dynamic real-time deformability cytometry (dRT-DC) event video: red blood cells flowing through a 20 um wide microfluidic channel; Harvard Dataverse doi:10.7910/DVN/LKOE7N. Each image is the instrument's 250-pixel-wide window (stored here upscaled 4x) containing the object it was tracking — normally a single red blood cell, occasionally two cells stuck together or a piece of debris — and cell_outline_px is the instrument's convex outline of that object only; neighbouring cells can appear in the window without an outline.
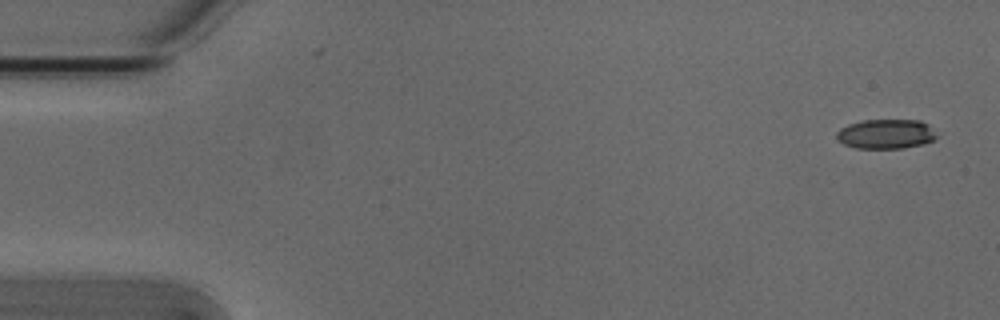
{"species": "Egyptian fruit bat (a non-hibernating species)", "species_latin": "Rousettus aegyptiacus", "temperature_condition": "cold", "stored_images_in_passage": 6, "camera_frame_rate_fps": 3000, "um_per_image_px": 0.085, "animal": {"sex": "male"}, "frame": {"image": 1, "passage_image": 1, "time_ms": 0.0, "image_size_px": [1000, 320], "cell_outline_px": [[936, 136], [932, 140], [920, 144], [904, 148], [856, 148], [844, 144], [836, 140], [836, 132], [840, 128], [848, 124], [864, 120], [920, 120], [928, 124]], "centroid_in_image_um": [75.24, 11.38], "position_along_channel_um": 9.8, "area_um2": 17.11}}
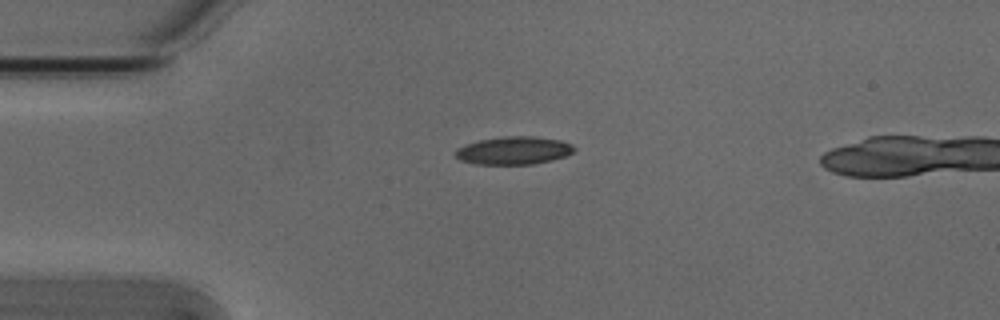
{"frame": {"image": 2, "passage_image": 4, "time_ms": 1.0, "image_size_px": [1000, 320], "cell_outline_px": [[576, 148], [572, 152], [564, 156], [552, 160], [532, 164], [476, 164], [460, 160], [452, 152], [456, 148], [464, 144], [480, 140], [504, 136], [532, 136], [560, 140], [572, 144]], "centroid_in_image_um": [43.63, 12.79], "position_along_channel_um": 41.4, "area_um2": 19.36}}